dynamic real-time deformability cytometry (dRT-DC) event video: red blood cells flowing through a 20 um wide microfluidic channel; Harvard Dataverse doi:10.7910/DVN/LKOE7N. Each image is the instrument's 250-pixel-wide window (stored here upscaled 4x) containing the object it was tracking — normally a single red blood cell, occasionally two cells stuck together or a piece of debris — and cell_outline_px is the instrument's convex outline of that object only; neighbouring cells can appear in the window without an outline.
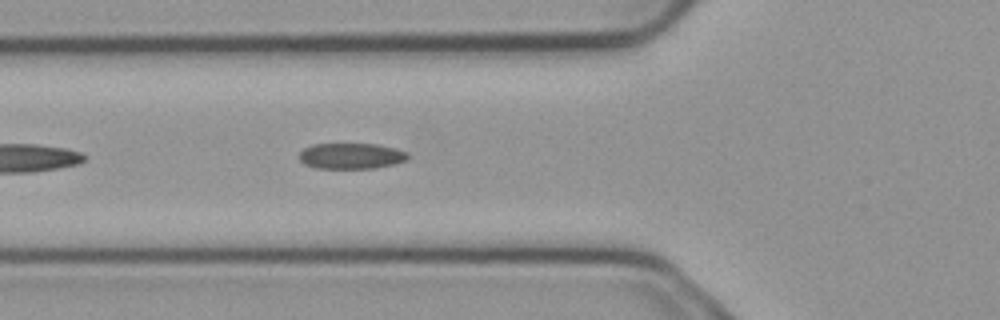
{"species": "common noctule bat (a hibernating species)", "species_latin": "Nyctalus noctula", "temperature_condition": "cold", "stored_images_in_passage": 5, "camera_frame_rate_fps": 3000, "um_per_image_px": 0.085, "animal": {"sex": "male", "body_mass_g": 23.1, "forearm_length_mm": 52.7}, "frame": {"image": 1, "passage_image": 5, "time_ms": 1.333, "image_size_px": [1000, 320], "cell_outline_px": [[408, 160], [392, 164], [372, 168], [316, 168], [304, 164], [300, 160], [300, 152], [304, 148], [312, 144], [376, 144], [396, 148], [408, 152]], "centroid_in_image_um": [29.85, 13.25], "position_along_channel_um": 95.9, "area_um2": 16.3}}